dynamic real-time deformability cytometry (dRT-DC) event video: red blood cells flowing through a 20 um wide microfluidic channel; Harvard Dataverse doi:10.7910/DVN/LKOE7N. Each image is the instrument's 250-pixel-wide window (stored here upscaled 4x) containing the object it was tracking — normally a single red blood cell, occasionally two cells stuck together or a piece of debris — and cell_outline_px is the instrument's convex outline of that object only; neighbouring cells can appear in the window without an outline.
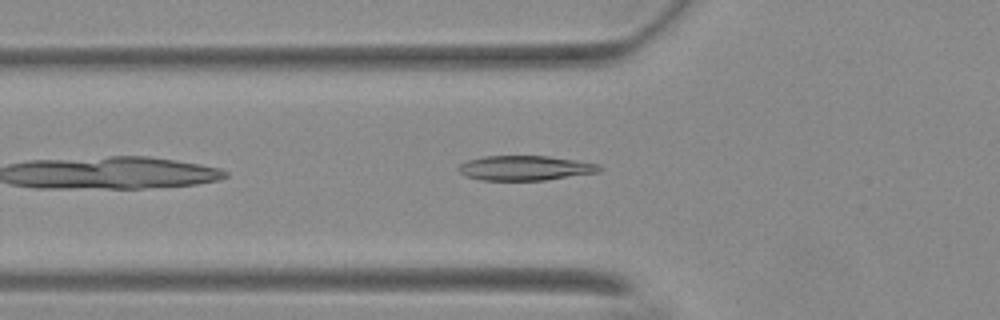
{"species": "Egyptian fruit bat (a non-hibernating species)", "species_latin": "Rousettus aegyptiacus", "temperature_condition": "warm", "stored_images_in_passage": 40, "camera_frame_rate_fps": 3000, "um_per_image_px": 0.085, "animal": {"sex": "female"}, "frame": {"image": 1, "passage_image": 4, "time_ms": 1.0, "image_size_px": [1000, 320], "cell_outline_px": [[604, 168], [600, 172], [544, 180], [480, 180], [464, 176], [456, 168], [460, 164], [468, 160], [484, 156], [548, 156], [600, 164]], "centroid_in_image_um": [44.63, 14.28], "position_along_channel_um": 81.2, "area_um2": 20.4}}
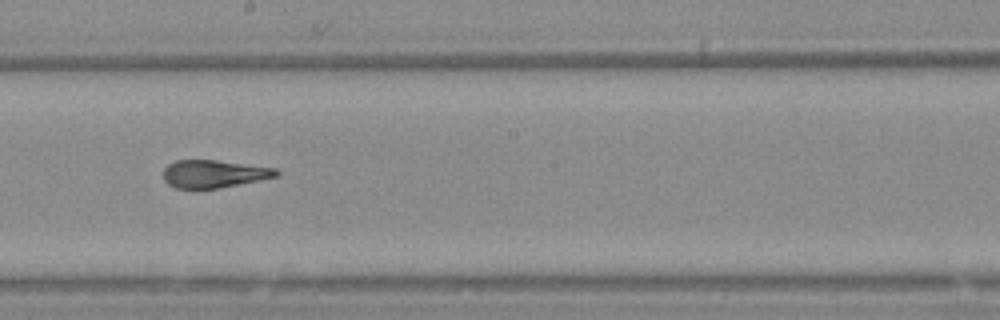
{"frame": {"image": 2, "passage_image": 16, "time_ms": 5.0, "image_size_px": [1000, 320], "cell_outline_px": [[280, 172], [276, 176], [216, 188], [176, 188], [168, 184], [164, 180], [164, 168], [168, 164], [176, 160], [216, 160], [276, 168]], "centroid_in_image_um": [18.13, 14.76], "position_along_channel_um": 230.1, "area_um2": 17.86}}
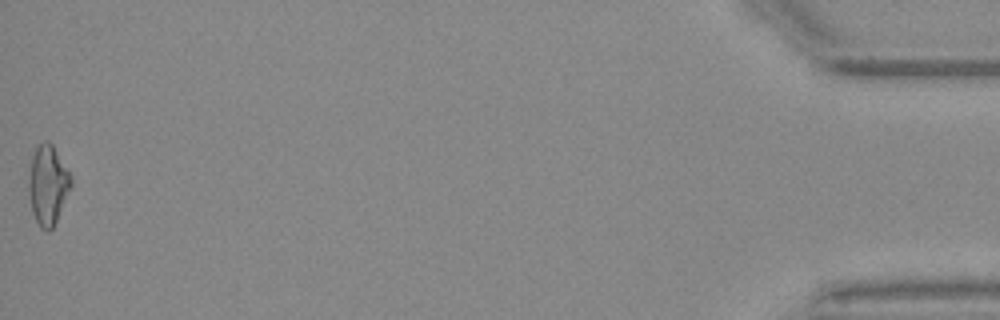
{"frame": {"image": 3, "passage_image": 40, "time_ms": 13.0, "image_size_px": [1000, 320], "cell_outline_px": [[72, 184], [56, 220], [52, 228], [48, 232], [40, 228], [32, 212], [28, 188], [28, 180], [32, 156], [36, 148], [44, 140], [48, 140], [52, 144], [72, 176]], "centroid_in_image_um": [4.06, 15.71], "position_along_channel_um": 431.1, "area_um2": 19.42}, "authors_computed_cell_mechanics": {"area_um2": 18.9873, "velocity_mm_per_s": 3.7084, "shape_relaxation_time_tau1_ms": 7.6975, "shape_relaxation_time_tau2_ms": 1.4918, "deformation_change_tau1": 0.2471, "deformation_change_tau2": 0.096}}